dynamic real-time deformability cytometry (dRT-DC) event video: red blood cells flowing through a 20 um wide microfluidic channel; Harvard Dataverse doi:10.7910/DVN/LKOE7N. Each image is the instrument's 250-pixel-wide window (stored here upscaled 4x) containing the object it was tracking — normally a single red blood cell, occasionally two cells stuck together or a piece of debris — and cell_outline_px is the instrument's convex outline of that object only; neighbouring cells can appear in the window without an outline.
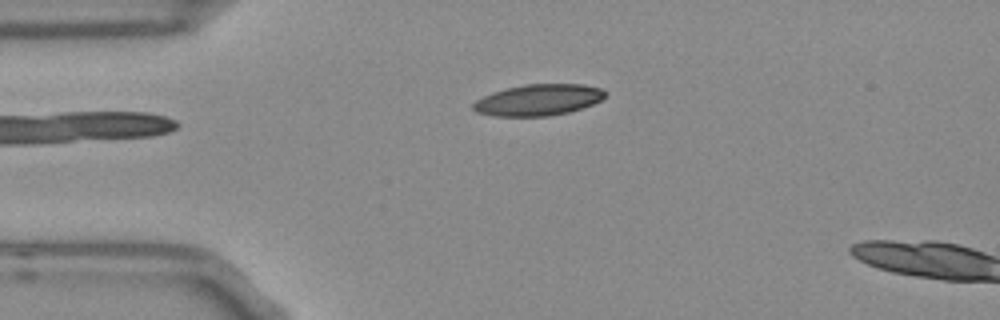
{"species": "Egyptian fruit bat (a non-hibernating species)", "species_latin": "Rousettus aegyptiacus", "temperature_condition": "room temperature", "stored_images_in_passage": 37, "camera_frame_rate_fps": 3000, "um_per_image_px": 0.085, "frame": {"image": 1, "passage_image": 1, "time_ms": 0.0, "image_size_px": [1000, 320], "cell_outline_px": [[604, 96], [600, 100], [592, 104], [568, 112], [548, 116], [496, 116], [476, 112], [472, 108], [472, 104], [476, 100], [492, 92], [504, 88], [524, 84], [584, 84], [600, 88], [604, 92]], "centroid_in_image_um": [45.71, 8.49], "position_along_channel_um": 39.3, "area_um2": 23.93}}
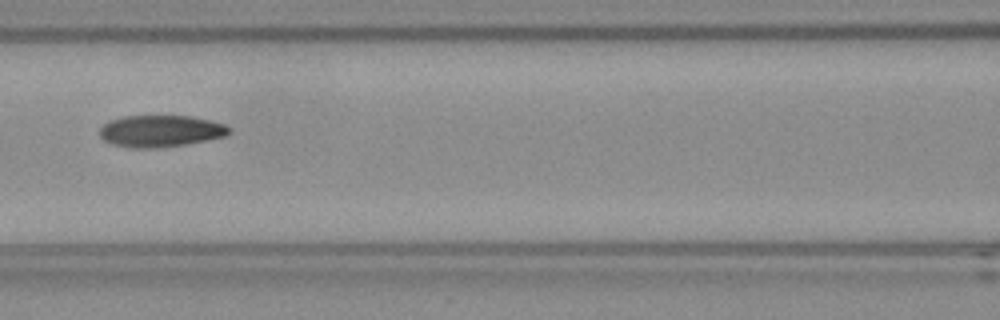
{"frame": {"image": 2, "passage_image": 12, "time_ms": 3.667, "image_size_px": [1000, 320], "cell_outline_px": [[232, 128], [224, 136], [184, 144], [156, 148], [128, 148], [112, 144], [104, 140], [100, 136], [100, 128], [108, 120], [124, 116], [192, 116], [224, 124]], "centroid_in_image_um": [13.59, 11.14], "position_along_channel_um": 153.0, "area_um2": 23.81}}
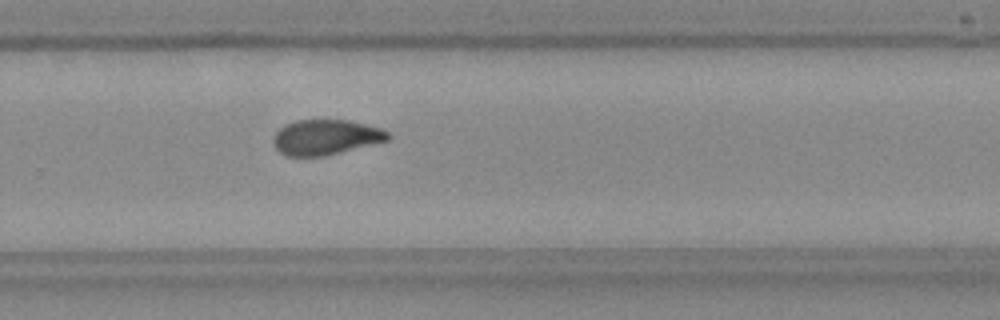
{"frame": {"image": 3, "passage_image": 24, "time_ms": 7.667, "image_size_px": [1000, 320], "cell_outline_px": [[392, 136], [388, 140], [324, 156], [288, 156], [280, 152], [276, 148], [272, 140], [276, 132], [284, 124], [296, 120], [348, 120], [380, 128], [388, 132]], "centroid_in_image_um": [27.66, 11.66], "position_along_channel_um": 302.1, "area_um2": 23.35}, "authors_computed_cell_mechanics": {"area_um2": 24.5072, "velocity_mm_per_s": 3.7367, "shape_relaxation_time_tau1_ms": null, "shape_relaxation_time_tau2_ms": 3.1825, "deformation_change_tau1": null, "deformation_change_tau2": 0.0887}}